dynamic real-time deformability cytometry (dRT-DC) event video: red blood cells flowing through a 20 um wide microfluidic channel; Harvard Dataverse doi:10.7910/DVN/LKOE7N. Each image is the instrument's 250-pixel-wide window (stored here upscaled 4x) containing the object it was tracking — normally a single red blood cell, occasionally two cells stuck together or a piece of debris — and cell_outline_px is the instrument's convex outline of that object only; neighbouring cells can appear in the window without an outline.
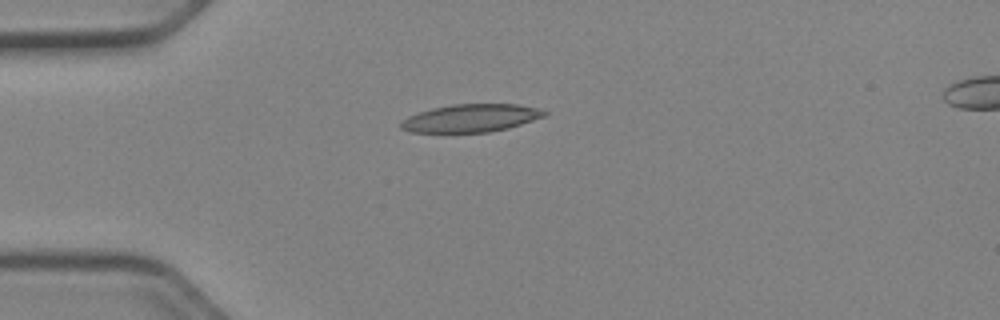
{"species": "Egyptian fruit bat (a non-hibernating species)", "species_latin": "Rousettus aegyptiacus", "temperature_condition": "cold", "stored_images_in_passage": 32, "camera_frame_rate_fps": 3000, "um_per_image_px": 0.085, "animal": {"sex": "female"}, "frame": {"image": 1, "passage_image": 1, "time_ms": 0.0, "image_size_px": [1000, 320], "cell_outline_px": [[548, 112], [544, 116], [508, 128], [488, 132], [408, 132], [400, 128], [400, 124], [408, 116], [432, 108], [452, 104], [516, 104], [536, 108]], "centroid_in_image_um": [39.99, 10.04], "position_along_channel_um": 45.0, "area_um2": 23.0}}
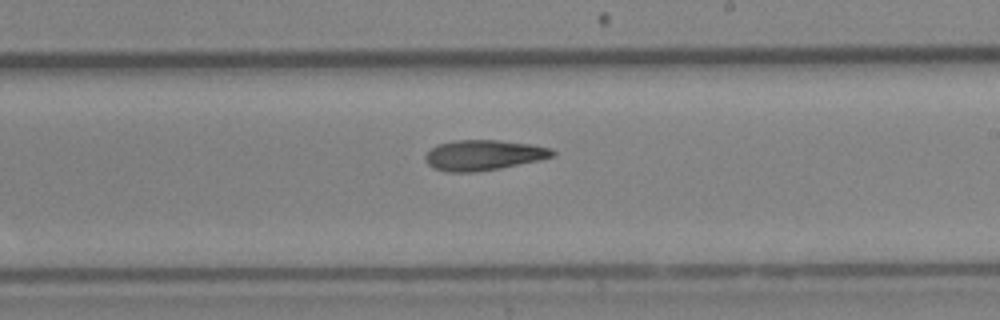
{"frame": {"image": 2, "passage_image": 18, "time_ms": 5.667, "image_size_px": [1000, 320], "cell_outline_px": [[556, 152], [552, 156], [540, 160], [500, 168], [472, 172], [448, 172], [436, 168], [428, 164], [424, 160], [424, 156], [436, 144], [452, 140], [500, 140], [532, 144], [552, 148]], "centroid_in_image_um": [41.1, 13.17], "position_along_channel_um": 247.9, "area_um2": 22.54}}
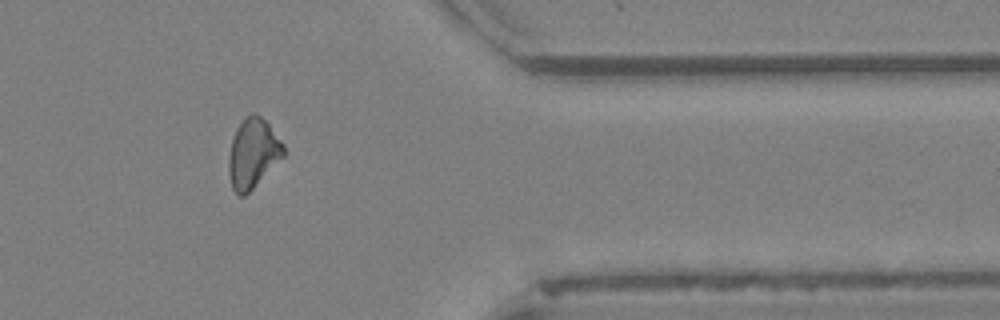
{"frame": {"image": 3, "passage_image": 30, "time_ms": 9.667, "image_size_px": [1000, 320], "cell_outline_px": [[284, 156], [244, 196], [240, 196], [232, 188], [228, 172], [228, 156], [232, 140], [236, 128], [244, 116], [252, 112], [260, 116], [268, 124], [284, 144]], "centroid_in_image_um": [21.48, 13.01], "position_along_channel_um": 389.9, "area_um2": 22.02}}